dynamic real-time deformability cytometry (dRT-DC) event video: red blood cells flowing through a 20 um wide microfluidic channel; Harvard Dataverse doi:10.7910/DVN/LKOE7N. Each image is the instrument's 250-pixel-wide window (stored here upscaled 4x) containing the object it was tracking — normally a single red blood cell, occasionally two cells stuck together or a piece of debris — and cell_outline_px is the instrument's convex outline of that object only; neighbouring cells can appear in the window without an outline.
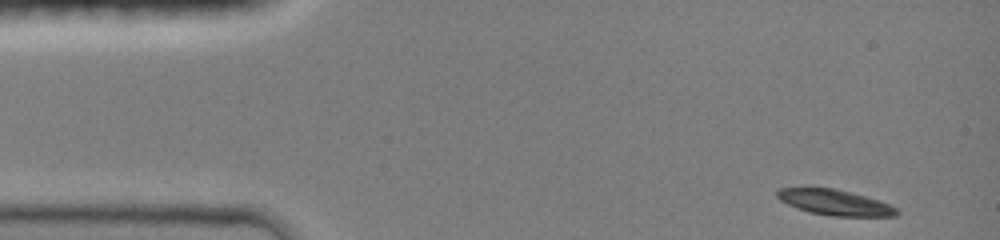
{"species": "common noctule bat (a hibernating species)", "species_latin": "Nyctalus noctula", "temperature_condition": "room temperature", "stored_images_in_passage": 42, "camera_frame_rate_fps": 3000, "um_per_image_px": 0.085, "animal": {"sex": "female", "body_mass_g": 19.0, "forearm_length_mm": 51.5}, "frame": {"image": 1, "passage_image": 1, "time_ms": 0.0, "image_size_px": [1000, 240], "cell_outline_px": [[900, 212], [896, 216], [832, 216], [808, 212], [796, 208], [780, 200], [776, 196], [776, 192], [780, 188], [836, 188], [864, 196], [888, 204], [896, 208]], "centroid_in_image_um": [70.93, 17.21], "position_along_channel_um": 14.1, "area_um2": 17.63}}
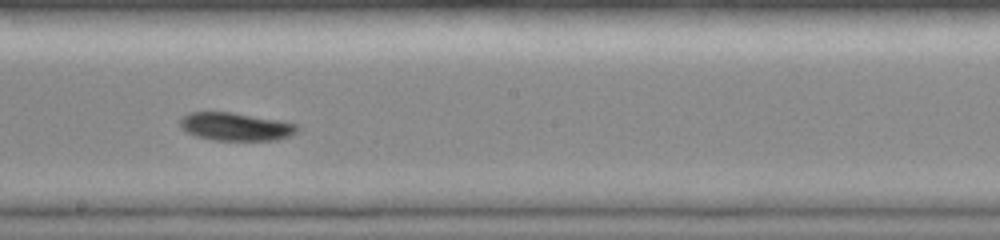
{"frame": {"image": 2, "passage_image": 24, "time_ms": 7.667, "image_size_px": [1000, 240], "cell_outline_px": [[300, 128], [296, 132], [288, 136], [276, 140], [216, 140], [196, 136], [184, 132], [180, 128], [180, 120], [188, 112], [232, 112], [284, 120], [296, 124]], "centroid_in_image_um": [20.04, 10.75], "position_along_channel_um": 228.2, "area_um2": 19.36}}
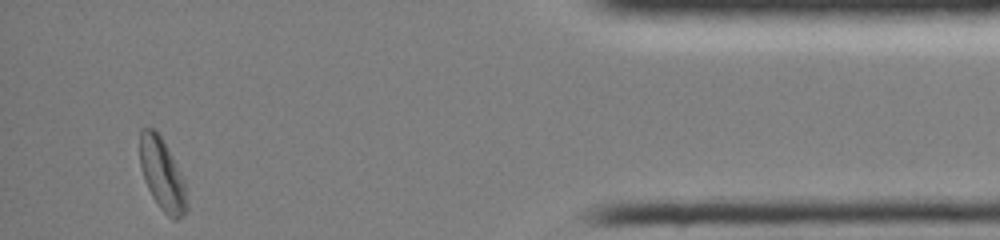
{"frame": {"image": 3, "passage_image": 42, "time_ms": 13.667, "image_size_px": [1000, 240], "cell_outline_px": [[188, 208], [176, 220], [172, 220], [160, 208], [152, 196], [144, 180], [140, 164], [140, 128], [156, 128], [176, 164], [184, 180], [188, 204]], "centroid_in_image_um": [13.78, 14.82], "position_along_channel_um": 421.4, "area_um2": 19.59}, "authors_computed_cell_mechanics": {"area_um2": 19.2763, "velocity_mm_per_s": 4.0113, "shape_relaxation_time_tau1_ms": 3.8663, "shape_relaxation_time_tau2_ms": null, "deformation_change_tau1": 0.1107, "deformation_change_tau2": null}}